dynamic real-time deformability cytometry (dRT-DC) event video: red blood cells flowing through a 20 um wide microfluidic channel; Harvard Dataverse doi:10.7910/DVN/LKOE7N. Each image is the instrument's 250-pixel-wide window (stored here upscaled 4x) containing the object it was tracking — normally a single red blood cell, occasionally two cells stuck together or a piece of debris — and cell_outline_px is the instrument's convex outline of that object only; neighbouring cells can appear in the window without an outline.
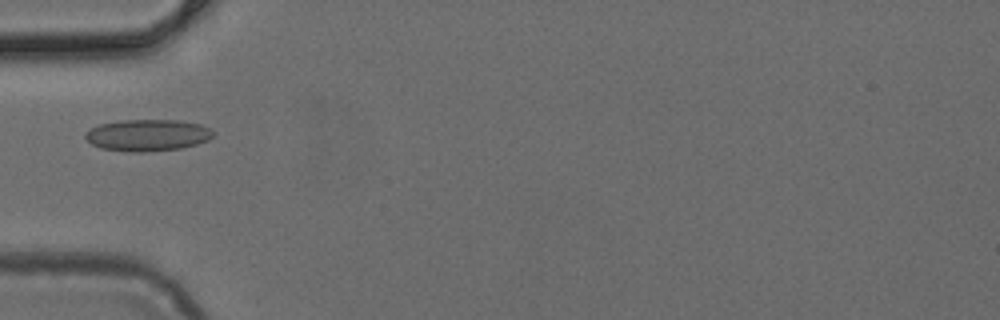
{"species": "common noctule bat (a hibernating species)", "species_latin": "Nyctalus noctula", "temperature_condition": "cold", "stored_images_in_passage": 5, "camera_frame_rate_fps": 3000, "um_per_image_px": 0.085, "animal": {"sex": "female", "body_mass_g": 24.6, "forearm_length_mm": 56.2}, "frame": {"image": 1, "passage_image": 5, "time_ms": 1.333, "image_size_px": [1000, 320], "cell_outline_px": [[212, 136], [208, 140], [196, 144], [180, 148], [144, 152], [128, 152], [100, 148], [92, 144], [84, 136], [92, 128], [100, 124], [120, 120], [176, 120], [200, 124], [208, 128], [212, 132]], "centroid_in_image_um": [12.52, 11.49], "position_along_channel_um": 72.5, "area_um2": 23.35}}